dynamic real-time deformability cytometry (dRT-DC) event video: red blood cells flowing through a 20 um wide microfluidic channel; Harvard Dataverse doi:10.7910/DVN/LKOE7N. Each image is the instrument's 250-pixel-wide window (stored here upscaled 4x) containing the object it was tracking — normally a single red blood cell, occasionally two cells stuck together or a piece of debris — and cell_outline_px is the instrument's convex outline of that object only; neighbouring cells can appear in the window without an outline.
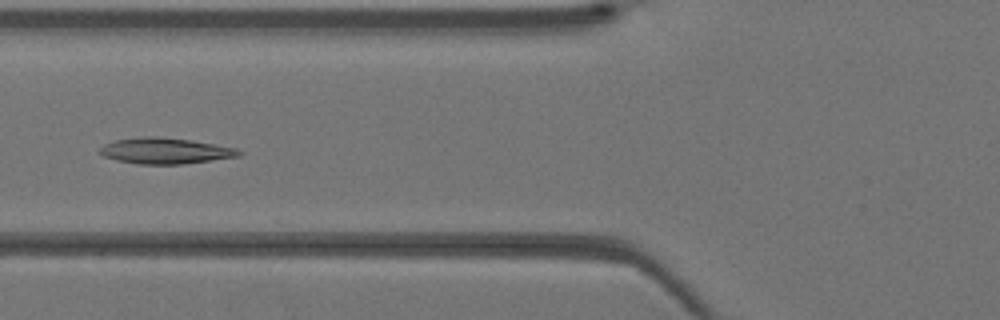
{"species": "Egyptian fruit bat (a non-hibernating species)", "species_latin": "Rousettus aegyptiacus", "temperature_condition": "warm", "stored_images_in_passage": 42, "camera_frame_rate_fps": 3000, "um_per_image_px": 0.085, "animal": {"sex": "female"}, "frame": {"image": 1, "passage_image": 17, "time_ms": 5.333, "image_size_px": [1000, 320], "cell_outline_px": [[244, 152], [240, 156], [212, 160], [180, 164], [140, 164], [116, 160], [104, 156], [100, 152], [100, 148], [104, 144], [116, 140], [144, 136], [156, 136], [188, 140], [236, 148]], "centroid_in_image_um": [14.05, 12.82], "position_along_channel_um": 111.8, "area_um2": 20.75}}
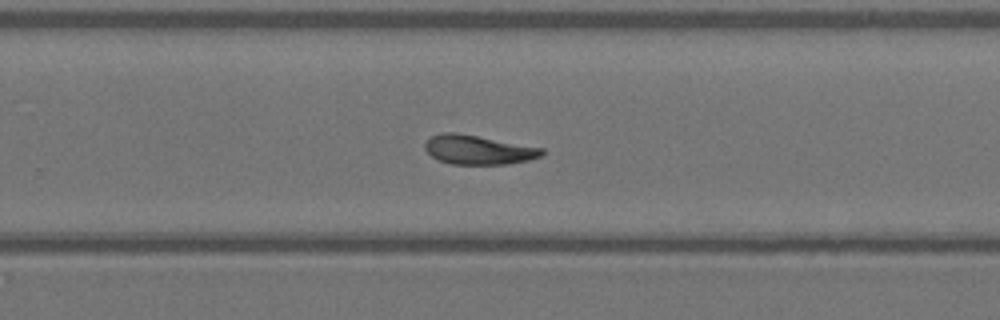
{"frame": {"image": 2, "passage_image": 28, "time_ms": 9.0, "image_size_px": [1000, 320], "cell_outline_px": [[544, 152], [540, 156], [528, 160], [508, 164], [452, 164], [436, 160], [424, 148], [424, 144], [432, 136], [440, 132], [456, 132], [544, 148]], "centroid_in_image_um": [40.63, 12.73], "position_along_channel_um": 289.2, "area_um2": 19.88}}
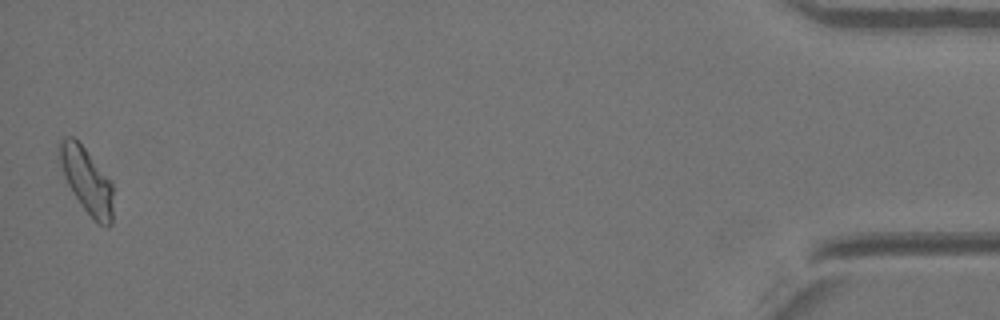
{"frame": {"image": 3, "passage_image": 42, "time_ms": 13.667, "image_size_px": [1000, 320], "cell_outline_px": [[112, 224], [108, 228], [100, 224], [84, 208], [72, 192], [64, 176], [60, 164], [60, 140], [64, 136], [72, 136], [84, 148], [112, 180]], "centroid_in_image_um": [7.39, 15.34], "position_along_channel_um": 427.8, "area_um2": 20.11}}